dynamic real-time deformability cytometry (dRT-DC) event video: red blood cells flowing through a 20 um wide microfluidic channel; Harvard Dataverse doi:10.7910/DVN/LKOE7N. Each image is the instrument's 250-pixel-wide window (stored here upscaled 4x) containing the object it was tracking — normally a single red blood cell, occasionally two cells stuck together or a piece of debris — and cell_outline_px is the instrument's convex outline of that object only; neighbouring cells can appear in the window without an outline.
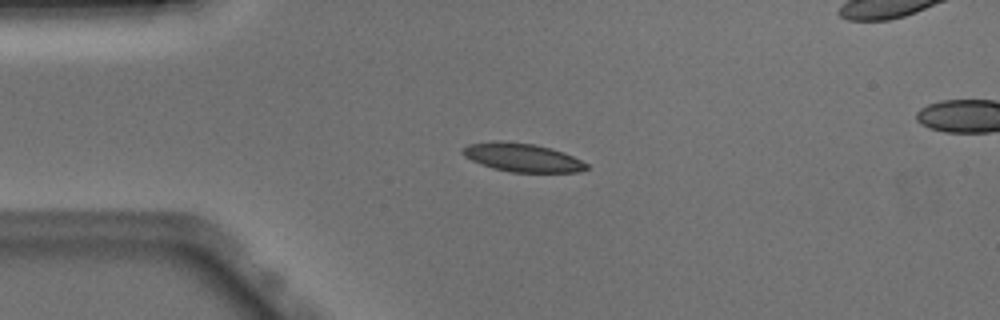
{"species": "Egyptian fruit bat (a non-hibernating species)", "species_latin": "Rousettus aegyptiacus", "temperature_condition": "warm", "stored_images_in_passage": 7, "camera_frame_rate_fps": 3000, "um_per_image_px": 0.085, "animal": {"sex": "male"}, "frame": {"image": 1, "passage_image": 1, "time_ms": 0.0, "image_size_px": [1000, 320], "cell_outline_px": [[588, 168], [576, 172], [512, 172], [492, 168], [480, 164], [464, 156], [460, 152], [460, 148], [468, 144], [496, 140], [500, 140], [532, 144], [564, 152], [588, 164]], "centroid_in_image_um": [44.32, 13.38], "position_along_channel_um": 40.7, "area_um2": 20.52}}